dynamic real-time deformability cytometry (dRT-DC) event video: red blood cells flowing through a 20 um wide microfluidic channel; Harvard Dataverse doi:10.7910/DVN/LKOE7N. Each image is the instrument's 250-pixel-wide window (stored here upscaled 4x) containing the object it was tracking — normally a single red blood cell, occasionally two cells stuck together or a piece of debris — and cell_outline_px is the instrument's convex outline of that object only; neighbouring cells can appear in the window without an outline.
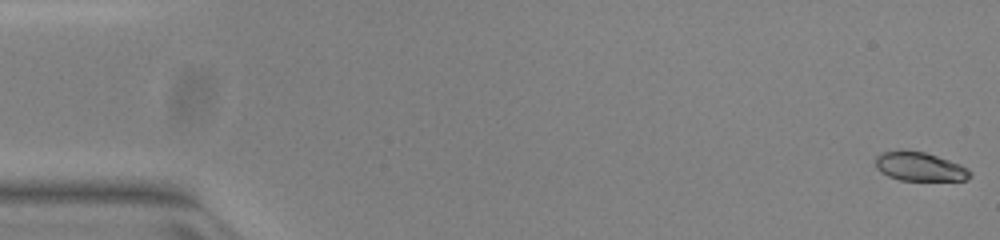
{"species": "common noctule bat (a hibernating species)", "species_latin": "Nyctalus noctula", "temperature_condition": "warm", "stored_images_in_passage": 52, "camera_frame_rate_fps": 3000, "um_per_image_px": 0.085, "animal": {"sex": "female", "body_mass_g": 23.0, "forearm_length_mm": 53.4}, "frame": {"image": 1, "passage_image": 1, "time_ms": 0.0, "image_size_px": [1000, 240], "cell_outline_px": [[972, 176], [964, 180], [900, 180], [888, 176], [880, 172], [876, 168], [876, 156], [884, 152], [924, 152], [960, 164], [968, 168], [972, 172]], "centroid_in_image_um": [78.21, 14.19], "position_along_channel_um": 6.8, "area_um2": 15.49}}
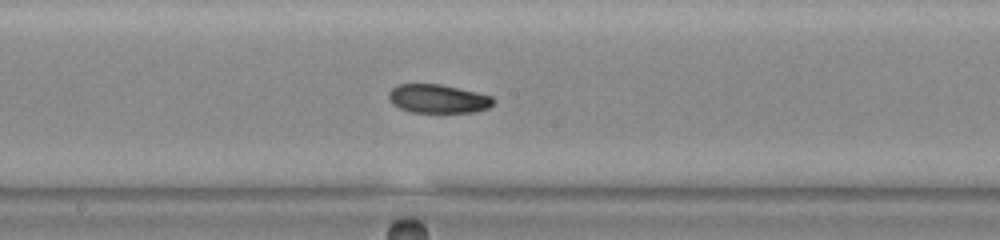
{"frame": {"image": 2, "passage_image": 28, "time_ms": 9.0, "image_size_px": [1000, 240], "cell_outline_px": [[496, 100], [488, 108], [476, 112], [412, 112], [400, 108], [392, 104], [388, 100], [388, 92], [396, 84], [440, 84], [476, 92], [492, 96]], "centroid_in_image_um": [37.21, 8.39], "position_along_channel_um": 211.0, "area_um2": 17.57}}
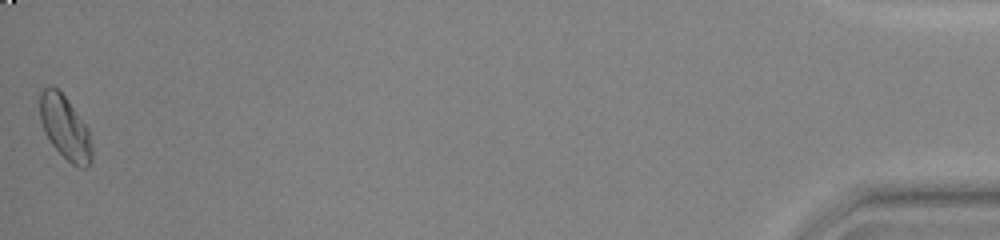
{"frame": {"image": 3, "passage_image": 52, "time_ms": 17.0, "image_size_px": [1000, 240], "cell_outline_px": [[92, 156], [88, 164], [84, 168], [80, 168], [72, 164], [52, 144], [44, 132], [40, 120], [40, 92], [44, 88], [56, 88], [68, 100], [88, 128], [92, 148]], "centroid_in_image_um": [5.53, 10.85], "position_along_channel_um": 429.7, "area_um2": 18.9}, "authors_computed_cell_mechanics": {"area_um2": 17.918, "velocity_mm_per_s": 3.9771, "shape_relaxation_time_tau1_ms": 9.2569, "shape_relaxation_time_tau2_ms": 4.4259, "deformation_change_tau1": 0.1722, "deformation_change_tau2": 0.0678}}